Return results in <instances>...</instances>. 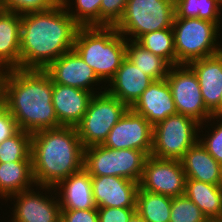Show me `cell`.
<instances>
[{
	"label": "cell",
	"instance_id": "2e32d148",
	"mask_svg": "<svg viewBox=\"0 0 222 222\" xmlns=\"http://www.w3.org/2000/svg\"><path fill=\"white\" fill-rule=\"evenodd\" d=\"M131 109L152 126L177 114L170 86L165 79L154 80Z\"/></svg>",
	"mask_w": 222,
	"mask_h": 222
},
{
	"label": "cell",
	"instance_id": "d6a6232c",
	"mask_svg": "<svg viewBox=\"0 0 222 222\" xmlns=\"http://www.w3.org/2000/svg\"><path fill=\"white\" fill-rule=\"evenodd\" d=\"M218 119V120H217ZM221 120V121H220ZM211 121H213L211 123ZM217 121V122H216ZM207 125L205 123L200 124L199 132H203L202 128L205 125V128L209 125L212 126V130L205 131L208 134L205 135L206 137L199 136V141L201 144L206 148L207 152L220 164L222 165V117L212 116L207 121ZM209 122V125H208ZM216 122V123H215ZM211 123V124H210ZM215 124V125H214ZM215 126V127H213ZM200 129L202 131H200ZM211 132V133H210ZM210 133V134H209ZM208 136V137H207Z\"/></svg>",
	"mask_w": 222,
	"mask_h": 222
},
{
	"label": "cell",
	"instance_id": "d6986e66",
	"mask_svg": "<svg viewBox=\"0 0 222 222\" xmlns=\"http://www.w3.org/2000/svg\"><path fill=\"white\" fill-rule=\"evenodd\" d=\"M54 189L61 210L97 209L92 192L91 175L84 168L61 180Z\"/></svg>",
	"mask_w": 222,
	"mask_h": 222
},
{
	"label": "cell",
	"instance_id": "44dd1931",
	"mask_svg": "<svg viewBox=\"0 0 222 222\" xmlns=\"http://www.w3.org/2000/svg\"><path fill=\"white\" fill-rule=\"evenodd\" d=\"M187 179L212 185L222 184V165H220L198 140L180 160Z\"/></svg>",
	"mask_w": 222,
	"mask_h": 222
},
{
	"label": "cell",
	"instance_id": "3957f363",
	"mask_svg": "<svg viewBox=\"0 0 222 222\" xmlns=\"http://www.w3.org/2000/svg\"><path fill=\"white\" fill-rule=\"evenodd\" d=\"M31 157L36 187H55L83 169L84 146L76 127L43 129L32 133Z\"/></svg>",
	"mask_w": 222,
	"mask_h": 222
},
{
	"label": "cell",
	"instance_id": "ac0fdd59",
	"mask_svg": "<svg viewBox=\"0 0 222 222\" xmlns=\"http://www.w3.org/2000/svg\"><path fill=\"white\" fill-rule=\"evenodd\" d=\"M94 93L53 82L52 104L61 126L76 127L88 109Z\"/></svg>",
	"mask_w": 222,
	"mask_h": 222
},
{
	"label": "cell",
	"instance_id": "8992f818",
	"mask_svg": "<svg viewBox=\"0 0 222 222\" xmlns=\"http://www.w3.org/2000/svg\"><path fill=\"white\" fill-rule=\"evenodd\" d=\"M174 17L173 0H128L123 17L115 28L126 40L136 41L144 34L171 28Z\"/></svg>",
	"mask_w": 222,
	"mask_h": 222
},
{
	"label": "cell",
	"instance_id": "7a4b0ae2",
	"mask_svg": "<svg viewBox=\"0 0 222 222\" xmlns=\"http://www.w3.org/2000/svg\"><path fill=\"white\" fill-rule=\"evenodd\" d=\"M5 107L19 129L31 134L61 125L52 104L53 81L45 70L11 69L0 72Z\"/></svg>",
	"mask_w": 222,
	"mask_h": 222
},
{
	"label": "cell",
	"instance_id": "9a60e30c",
	"mask_svg": "<svg viewBox=\"0 0 222 222\" xmlns=\"http://www.w3.org/2000/svg\"><path fill=\"white\" fill-rule=\"evenodd\" d=\"M196 74L202 99L212 115L220 117L222 94V51L187 64Z\"/></svg>",
	"mask_w": 222,
	"mask_h": 222
},
{
	"label": "cell",
	"instance_id": "4316f807",
	"mask_svg": "<svg viewBox=\"0 0 222 222\" xmlns=\"http://www.w3.org/2000/svg\"><path fill=\"white\" fill-rule=\"evenodd\" d=\"M148 155L134 149H113L114 176L139 183Z\"/></svg>",
	"mask_w": 222,
	"mask_h": 222
},
{
	"label": "cell",
	"instance_id": "277c9868",
	"mask_svg": "<svg viewBox=\"0 0 222 222\" xmlns=\"http://www.w3.org/2000/svg\"><path fill=\"white\" fill-rule=\"evenodd\" d=\"M127 40L115 27H80L74 50L106 84L126 58Z\"/></svg>",
	"mask_w": 222,
	"mask_h": 222
},
{
	"label": "cell",
	"instance_id": "f35d334b",
	"mask_svg": "<svg viewBox=\"0 0 222 222\" xmlns=\"http://www.w3.org/2000/svg\"><path fill=\"white\" fill-rule=\"evenodd\" d=\"M5 107V92L0 75V111Z\"/></svg>",
	"mask_w": 222,
	"mask_h": 222
},
{
	"label": "cell",
	"instance_id": "f546056e",
	"mask_svg": "<svg viewBox=\"0 0 222 222\" xmlns=\"http://www.w3.org/2000/svg\"><path fill=\"white\" fill-rule=\"evenodd\" d=\"M32 134L19 130L13 136L0 143V162H14L32 160L31 157Z\"/></svg>",
	"mask_w": 222,
	"mask_h": 222
},
{
	"label": "cell",
	"instance_id": "7c38bea8",
	"mask_svg": "<svg viewBox=\"0 0 222 222\" xmlns=\"http://www.w3.org/2000/svg\"><path fill=\"white\" fill-rule=\"evenodd\" d=\"M152 137L153 126L143 116L129 108L113 126L102 145L113 149L144 151L149 156Z\"/></svg>",
	"mask_w": 222,
	"mask_h": 222
},
{
	"label": "cell",
	"instance_id": "30bf717a",
	"mask_svg": "<svg viewBox=\"0 0 222 222\" xmlns=\"http://www.w3.org/2000/svg\"><path fill=\"white\" fill-rule=\"evenodd\" d=\"M186 179L181 161L159 159L149 155L139 187L148 192L177 197L185 194Z\"/></svg>",
	"mask_w": 222,
	"mask_h": 222
},
{
	"label": "cell",
	"instance_id": "60d3db41",
	"mask_svg": "<svg viewBox=\"0 0 222 222\" xmlns=\"http://www.w3.org/2000/svg\"><path fill=\"white\" fill-rule=\"evenodd\" d=\"M204 222H222L221 218H207Z\"/></svg>",
	"mask_w": 222,
	"mask_h": 222
},
{
	"label": "cell",
	"instance_id": "484cf974",
	"mask_svg": "<svg viewBox=\"0 0 222 222\" xmlns=\"http://www.w3.org/2000/svg\"><path fill=\"white\" fill-rule=\"evenodd\" d=\"M174 3V18H199L222 27L221 0H175Z\"/></svg>",
	"mask_w": 222,
	"mask_h": 222
},
{
	"label": "cell",
	"instance_id": "b9f144b4",
	"mask_svg": "<svg viewBox=\"0 0 222 222\" xmlns=\"http://www.w3.org/2000/svg\"><path fill=\"white\" fill-rule=\"evenodd\" d=\"M220 117H222V94L220 99Z\"/></svg>",
	"mask_w": 222,
	"mask_h": 222
},
{
	"label": "cell",
	"instance_id": "74e56055",
	"mask_svg": "<svg viewBox=\"0 0 222 222\" xmlns=\"http://www.w3.org/2000/svg\"><path fill=\"white\" fill-rule=\"evenodd\" d=\"M19 126L9 110L4 107L0 111V143L19 131Z\"/></svg>",
	"mask_w": 222,
	"mask_h": 222
},
{
	"label": "cell",
	"instance_id": "52a82bcc",
	"mask_svg": "<svg viewBox=\"0 0 222 222\" xmlns=\"http://www.w3.org/2000/svg\"><path fill=\"white\" fill-rule=\"evenodd\" d=\"M199 126L195 119L178 113L157 123L153 126L151 156L180 161L199 140Z\"/></svg>",
	"mask_w": 222,
	"mask_h": 222
},
{
	"label": "cell",
	"instance_id": "83f0119b",
	"mask_svg": "<svg viewBox=\"0 0 222 222\" xmlns=\"http://www.w3.org/2000/svg\"><path fill=\"white\" fill-rule=\"evenodd\" d=\"M136 42L153 54L165 59L171 66L176 65V51L172 27L144 34Z\"/></svg>",
	"mask_w": 222,
	"mask_h": 222
},
{
	"label": "cell",
	"instance_id": "ffe728a7",
	"mask_svg": "<svg viewBox=\"0 0 222 222\" xmlns=\"http://www.w3.org/2000/svg\"><path fill=\"white\" fill-rule=\"evenodd\" d=\"M21 14L0 8V72L20 69Z\"/></svg>",
	"mask_w": 222,
	"mask_h": 222
},
{
	"label": "cell",
	"instance_id": "5b68a950",
	"mask_svg": "<svg viewBox=\"0 0 222 222\" xmlns=\"http://www.w3.org/2000/svg\"><path fill=\"white\" fill-rule=\"evenodd\" d=\"M220 29L216 23L199 18H174L172 30L176 65L221 52L222 45L217 41Z\"/></svg>",
	"mask_w": 222,
	"mask_h": 222
},
{
	"label": "cell",
	"instance_id": "1f68e13d",
	"mask_svg": "<svg viewBox=\"0 0 222 222\" xmlns=\"http://www.w3.org/2000/svg\"><path fill=\"white\" fill-rule=\"evenodd\" d=\"M207 217L185 194L172 197L169 222H204Z\"/></svg>",
	"mask_w": 222,
	"mask_h": 222
},
{
	"label": "cell",
	"instance_id": "8d00e7d4",
	"mask_svg": "<svg viewBox=\"0 0 222 222\" xmlns=\"http://www.w3.org/2000/svg\"><path fill=\"white\" fill-rule=\"evenodd\" d=\"M62 222H99L97 209L61 210Z\"/></svg>",
	"mask_w": 222,
	"mask_h": 222
},
{
	"label": "cell",
	"instance_id": "603a6c76",
	"mask_svg": "<svg viewBox=\"0 0 222 222\" xmlns=\"http://www.w3.org/2000/svg\"><path fill=\"white\" fill-rule=\"evenodd\" d=\"M185 195L199 207L207 218L222 217V193L220 185L186 179Z\"/></svg>",
	"mask_w": 222,
	"mask_h": 222
},
{
	"label": "cell",
	"instance_id": "ba28073f",
	"mask_svg": "<svg viewBox=\"0 0 222 222\" xmlns=\"http://www.w3.org/2000/svg\"><path fill=\"white\" fill-rule=\"evenodd\" d=\"M128 109L126 104L106 91L94 94L81 122L76 126L84 148L102 145Z\"/></svg>",
	"mask_w": 222,
	"mask_h": 222
},
{
	"label": "cell",
	"instance_id": "8fae6325",
	"mask_svg": "<svg viewBox=\"0 0 222 222\" xmlns=\"http://www.w3.org/2000/svg\"><path fill=\"white\" fill-rule=\"evenodd\" d=\"M41 188V189H38ZM36 188V192L33 188L14 194L6 199L14 203V209L12 212L13 218L10 219L12 222H60L61 221V207L57 193H55L54 187L40 186ZM47 191L48 194H41L39 191ZM45 189V190H44ZM51 191V192H50ZM50 192V193H49ZM40 193V194H39ZM55 193V194H54ZM55 196H52V195ZM51 197V198H50ZM11 198V199H10Z\"/></svg>",
	"mask_w": 222,
	"mask_h": 222
},
{
	"label": "cell",
	"instance_id": "e575fe53",
	"mask_svg": "<svg viewBox=\"0 0 222 222\" xmlns=\"http://www.w3.org/2000/svg\"><path fill=\"white\" fill-rule=\"evenodd\" d=\"M128 0H102L100 26L115 27L123 17Z\"/></svg>",
	"mask_w": 222,
	"mask_h": 222
},
{
	"label": "cell",
	"instance_id": "d590c367",
	"mask_svg": "<svg viewBox=\"0 0 222 222\" xmlns=\"http://www.w3.org/2000/svg\"><path fill=\"white\" fill-rule=\"evenodd\" d=\"M99 222H129L136 208H97Z\"/></svg>",
	"mask_w": 222,
	"mask_h": 222
},
{
	"label": "cell",
	"instance_id": "cb8c5ba5",
	"mask_svg": "<svg viewBox=\"0 0 222 222\" xmlns=\"http://www.w3.org/2000/svg\"><path fill=\"white\" fill-rule=\"evenodd\" d=\"M172 197L138 188L136 213L146 222H169Z\"/></svg>",
	"mask_w": 222,
	"mask_h": 222
},
{
	"label": "cell",
	"instance_id": "ab89813d",
	"mask_svg": "<svg viewBox=\"0 0 222 222\" xmlns=\"http://www.w3.org/2000/svg\"><path fill=\"white\" fill-rule=\"evenodd\" d=\"M129 222H146L142 217H140L137 213H135Z\"/></svg>",
	"mask_w": 222,
	"mask_h": 222
},
{
	"label": "cell",
	"instance_id": "6da1fadb",
	"mask_svg": "<svg viewBox=\"0 0 222 222\" xmlns=\"http://www.w3.org/2000/svg\"><path fill=\"white\" fill-rule=\"evenodd\" d=\"M80 27L62 2L47 10L21 14L20 69L45 70L74 48Z\"/></svg>",
	"mask_w": 222,
	"mask_h": 222
},
{
	"label": "cell",
	"instance_id": "4dcf8cb0",
	"mask_svg": "<svg viewBox=\"0 0 222 222\" xmlns=\"http://www.w3.org/2000/svg\"><path fill=\"white\" fill-rule=\"evenodd\" d=\"M70 1L71 0H64L62 4L68 14L81 27L100 26V6L102 0H73L74 3ZM72 3L73 5L75 4L76 9L72 6Z\"/></svg>",
	"mask_w": 222,
	"mask_h": 222
},
{
	"label": "cell",
	"instance_id": "d4e9b609",
	"mask_svg": "<svg viewBox=\"0 0 222 222\" xmlns=\"http://www.w3.org/2000/svg\"><path fill=\"white\" fill-rule=\"evenodd\" d=\"M126 58L154 80L165 79L171 67L165 59L133 40H127Z\"/></svg>",
	"mask_w": 222,
	"mask_h": 222
},
{
	"label": "cell",
	"instance_id": "4fadbf2b",
	"mask_svg": "<svg viewBox=\"0 0 222 222\" xmlns=\"http://www.w3.org/2000/svg\"><path fill=\"white\" fill-rule=\"evenodd\" d=\"M45 71L56 84L84 89L94 94L104 92L106 89L101 87V89L97 88L100 92L94 91L96 88L93 86H96L98 83L101 84L100 82L102 81L74 49L64 53L53 61ZM102 89H104V91H101Z\"/></svg>",
	"mask_w": 222,
	"mask_h": 222
},
{
	"label": "cell",
	"instance_id": "f1b7e54d",
	"mask_svg": "<svg viewBox=\"0 0 222 222\" xmlns=\"http://www.w3.org/2000/svg\"><path fill=\"white\" fill-rule=\"evenodd\" d=\"M83 168L91 176H114L113 148L103 145L84 148Z\"/></svg>",
	"mask_w": 222,
	"mask_h": 222
},
{
	"label": "cell",
	"instance_id": "5bb4252c",
	"mask_svg": "<svg viewBox=\"0 0 222 222\" xmlns=\"http://www.w3.org/2000/svg\"><path fill=\"white\" fill-rule=\"evenodd\" d=\"M97 208H136L139 183L117 176H91Z\"/></svg>",
	"mask_w": 222,
	"mask_h": 222
},
{
	"label": "cell",
	"instance_id": "e0dca14e",
	"mask_svg": "<svg viewBox=\"0 0 222 222\" xmlns=\"http://www.w3.org/2000/svg\"><path fill=\"white\" fill-rule=\"evenodd\" d=\"M153 81L152 77L125 58L105 91L131 108Z\"/></svg>",
	"mask_w": 222,
	"mask_h": 222
},
{
	"label": "cell",
	"instance_id": "7402d4cb",
	"mask_svg": "<svg viewBox=\"0 0 222 222\" xmlns=\"http://www.w3.org/2000/svg\"><path fill=\"white\" fill-rule=\"evenodd\" d=\"M35 185L32 173V160L0 162V198L29 190Z\"/></svg>",
	"mask_w": 222,
	"mask_h": 222
},
{
	"label": "cell",
	"instance_id": "836d02e7",
	"mask_svg": "<svg viewBox=\"0 0 222 222\" xmlns=\"http://www.w3.org/2000/svg\"><path fill=\"white\" fill-rule=\"evenodd\" d=\"M56 0H0V8L19 14L50 9Z\"/></svg>",
	"mask_w": 222,
	"mask_h": 222
},
{
	"label": "cell",
	"instance_id": "9c48e42d",
	"mask_svg": "<svg viewBox=\"0 0 222 222\" xmlns=\"http://www.w3.org/2000/svg\"><path fill=\"white\" fill-rule=\"evenodd\" d=\"M166 80L178 114L189 116L200 124L213 116L204 104L197 76L187 64L171 66Z\"/></svg>",
	"mask_w": 222,
	"mask_h": 222
}]
</instances>
